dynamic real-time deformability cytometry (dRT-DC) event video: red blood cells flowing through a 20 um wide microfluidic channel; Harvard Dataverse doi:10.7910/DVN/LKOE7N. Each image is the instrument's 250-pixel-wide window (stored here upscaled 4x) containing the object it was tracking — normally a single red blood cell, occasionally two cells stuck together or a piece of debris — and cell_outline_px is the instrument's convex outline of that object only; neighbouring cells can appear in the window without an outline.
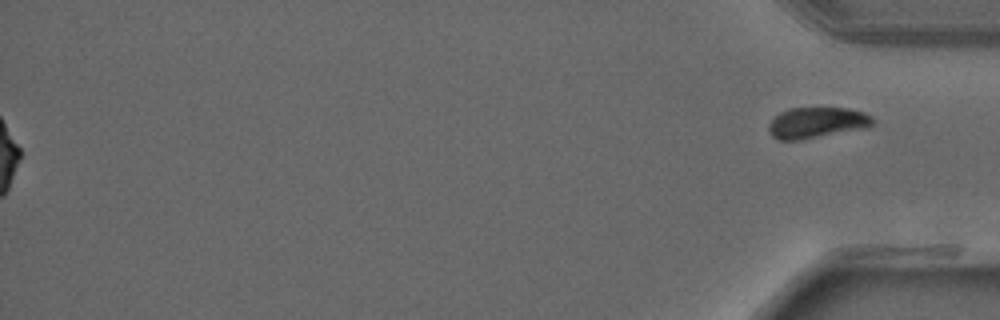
{"species": "common noctule bat (a hibernating species)", "species_latin": "Nyctalus noctula", "temperature_condition": "warm", "stored_images_in_passage": 38, "segment_of_instrument_passage": [2, 2], "camera_frame_rate_fps": 3000, "um_per_image_px": 0.085, "animal": {"sex": "male", "forearm_length_mm": 52.5}, "frame": {"image": 1, "passage_image": 38, "time_ms": 12.333, "image_size_px": [1000, 320], "cell_outline_px": [[872, 124], [868, 128], [800, 140], [776, 140], [772, 136], [768, 128], [768, 124], [780, 112], [788, 108], [848, 108], [864, 112], [872, 116]], "centroid_in_image_um": [69.42, 10.43], "position_along_channel_um": 365.8, "area_um2": 18.84}}